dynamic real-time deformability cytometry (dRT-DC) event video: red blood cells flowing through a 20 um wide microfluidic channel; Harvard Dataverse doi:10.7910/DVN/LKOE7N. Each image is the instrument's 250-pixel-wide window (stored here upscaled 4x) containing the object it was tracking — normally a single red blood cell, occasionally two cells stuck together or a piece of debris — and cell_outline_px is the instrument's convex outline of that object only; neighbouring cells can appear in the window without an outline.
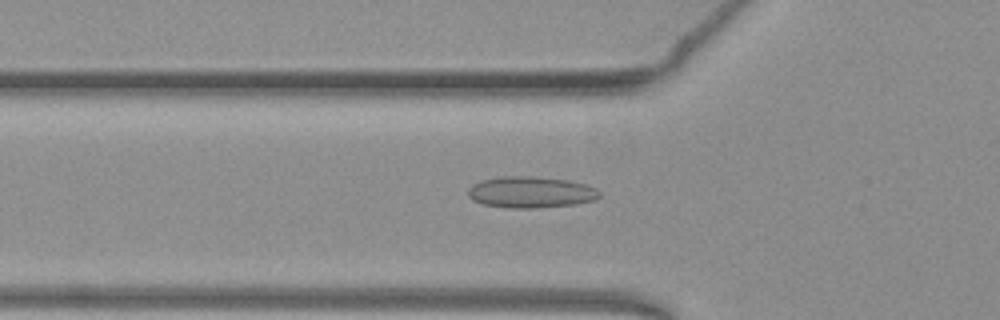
{"species": "common noctule bat (a hibernating species)", "species_latin": "Nyctalus noctula", "temperature_condition": "warm", "stored_images_in_passage": 52, "camera_frame_rate_fps": 3000, "um_per_image_px": 0.085, "animal": {"sex": "female", "body_mass_g": 19.3, "forearm_length_mm": 54.1}, "frame": {"image": 1, "passage_image": 18, "time_ms": 5.667, "image_size_px": [1000, 320], "cell_outline_px": [[600, 196], [596, 200], [576, 204], [532, 208], [508, 208], [484, 204], [472, 200], [468, 196], [468, 188], [472, 184], [480, 180], [504, 176], [532, 176], [568, 180], [584, 184], [596, 188], [600, 192]], "centroid_in_image_um": [45.11, 16.33], "position_along_channel_um": 80.7, "area_um2": 24.1}}
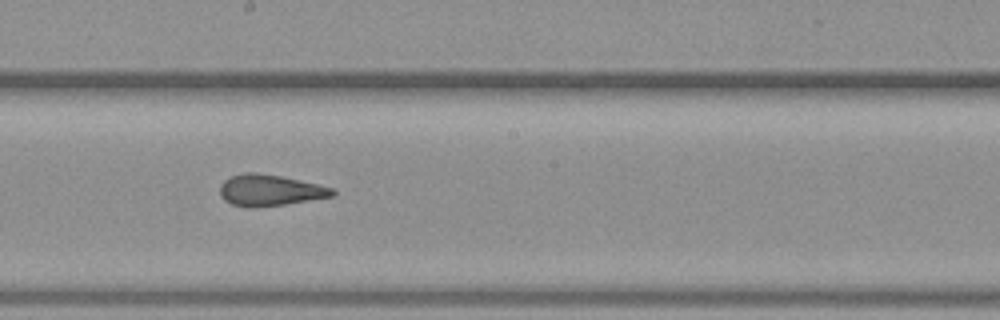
{"frame": {"image": 2, "passage_image": 29, "time_ms": 9.333, "image_size_px": [1000, 320], "cell_outline_px": [[336, 192], [332, 196], [284, 204], [256, 208], [248, 208], [232, 204], [224, 200], [220, 192], [220, 184], [224, 180], [232, 176], [244, 172], [256, 172], [280, 176], [316, 184], [332, 188]], "centroid_in_image_um": [22.88, 16.18], "position_along_channel_um": 225.3, "area_um2": 20.29}}
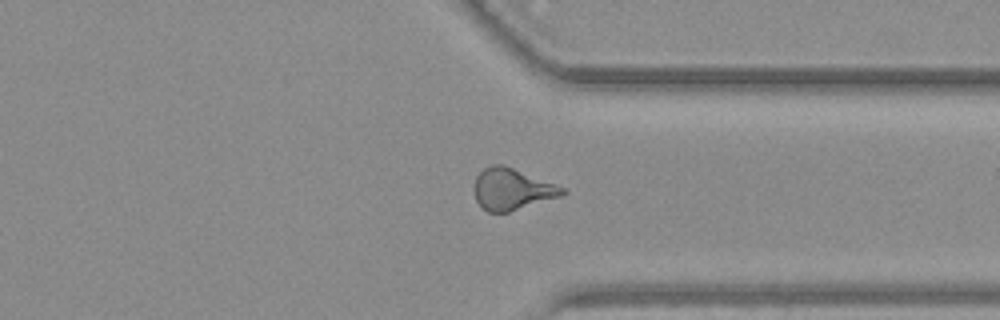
{"frame": {"image": 3, "passage_image": 40, "time_ms": 13.0, "image_size_px": [1000, 320], "cell_outline_px": [[568, 192], [564, 196], [508, 212], [488, 212], [480, 208], [476, 200], [472, 188], [476, 176], [484, 168], [492, 164], [504, 164], [556, 184], [564, 188]], "centroid_in_image_um": [43.51, 16.08], "position_along_channel_um": 367.9, "area_um2": 21.79}, "authors_computed_cell_mechanics": {"area_um2": 21.3571, "velocity_mm_per_s": 3.9263, "shape_relaxation_time_tau1_ms": null, "shape_relaxation_time_tau2_ms": 1.5729, "deformation_change_tau1": null, "deformation_change_tau2": 0.0904}}